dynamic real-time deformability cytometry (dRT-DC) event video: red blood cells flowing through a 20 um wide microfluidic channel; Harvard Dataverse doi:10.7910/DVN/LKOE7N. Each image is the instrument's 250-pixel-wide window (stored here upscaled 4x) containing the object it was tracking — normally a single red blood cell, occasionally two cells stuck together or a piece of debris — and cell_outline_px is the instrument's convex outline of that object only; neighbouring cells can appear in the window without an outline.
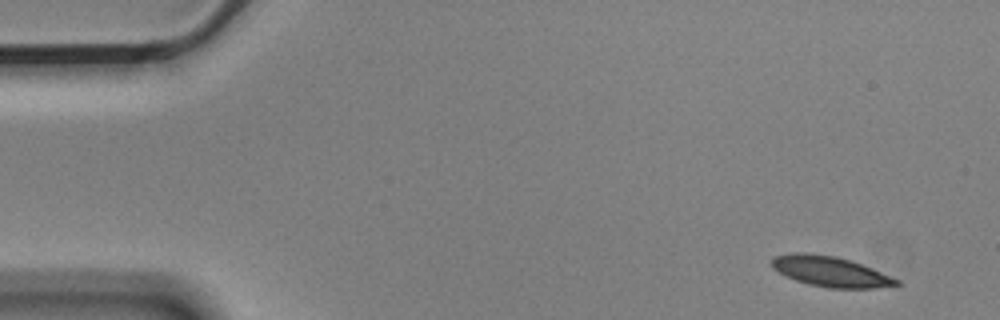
{"species": "Egyptian fruit bat (a non-hibernating species)", "species_latin": "Rousettus aegyptiacus", "temperature_condition": "cold", "stored_images_in_passage": 6, "camera_frame_rate_fps": 3000, "um_per_image_px": 0.085, "animal": {"sex": "male"}, "frame": {"image": 1, "passage_image": 1, "time_ms": 0.0, "image_size_px": [1000, 320], "cell_outline_px": [[900, 284], [872, 288], [828, 288], [808, 284], [796, 280], [772, 268], [772, 260], [776, 256], [792, 252], [804, 252], [836, 256], [872, 268], [900, 280]], "centroid_in_image_um": [70.58, 23.07], "position_along_channel_um": 14.4, "area_um2": 21.73}}
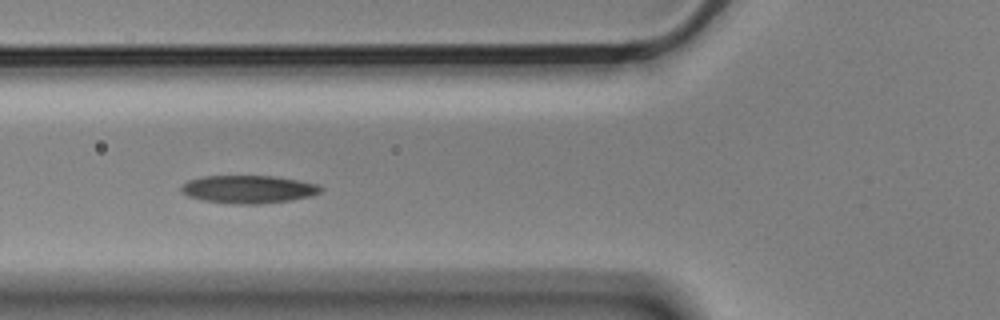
{"frame": {"image": 2, "passage_image": 5, "time_ms": 1.333, "image_size_px": [1000, 320], "cell_outline_px": [[324, 188], [320, 192], [312, 196], [292, 200], [256, 204], [236, 204], [204, 200], [188, 196], [180, 192], [180, 188], [188, 180], [204, 176], [276, 176], [320, 184]], "centroid_in_image_um": [21.16, 16.08], "position_along_channel_um": 104.6, "area_um2": 22.77}}
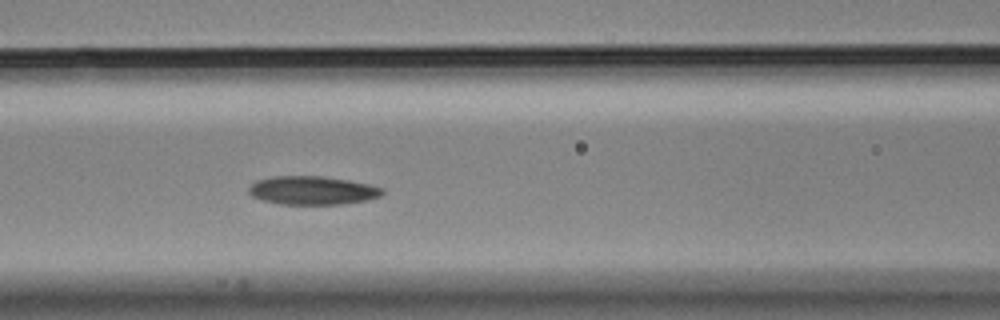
{"frame": {"image": 3, "passage_image": 6, "time_ms": 1.667, "image_size_px": [1000, 320], "cell_outline_px": [[384, 192], [380, 196], [368, 200], [340, 204], [280, 204], [260, 200], [252, 196], [248, 192], [248, 188], [256, 180], [272, 176], [324, 176], [348, 180], [368, 184], [384, 188]], "centroid_in_image_um": [26.53, 16.18], "position_along_channel_um": 140.1, "area_um2": 22.31}}